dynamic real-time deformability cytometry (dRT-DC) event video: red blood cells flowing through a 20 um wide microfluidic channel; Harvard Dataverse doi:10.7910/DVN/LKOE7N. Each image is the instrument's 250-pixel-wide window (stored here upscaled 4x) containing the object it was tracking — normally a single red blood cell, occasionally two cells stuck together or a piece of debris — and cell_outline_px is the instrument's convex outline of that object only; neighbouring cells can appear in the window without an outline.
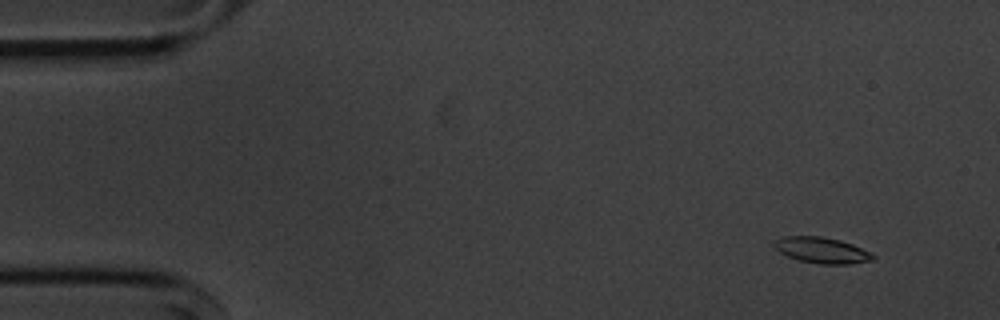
{"species": "common noctule bat (a hibernating species)", "species_latin": "Nyctalus noctula", "temperature_condition": "cold", "stored_images_in_passage": 53, "segment_of_instrument_passage": [1, 2], "camera_frame_rate_fps": 3000, "um_per_image_px": 0.085, "animal": {"sex": "male", "body_mass_g": 20.1, "forearm_length_mm": 53.5}, "frame": {"image": 1, "passage_image": 1, "time_ms": 0.0, "image_size_px": [1000, 320], "cell_outline_px": [[876, 256], [872, 260], [848, 264], [820, 264], [800, 260], [788, 256], [780, 252], [772, 244], [776, 240], [784, 236], [824, 236], [840, 240], [852, 244], [872, 252]], "centroid_in_image_um": [69.88, 21.26], "position_along_channel_um": 15.1, "area_um2": 14.91}}
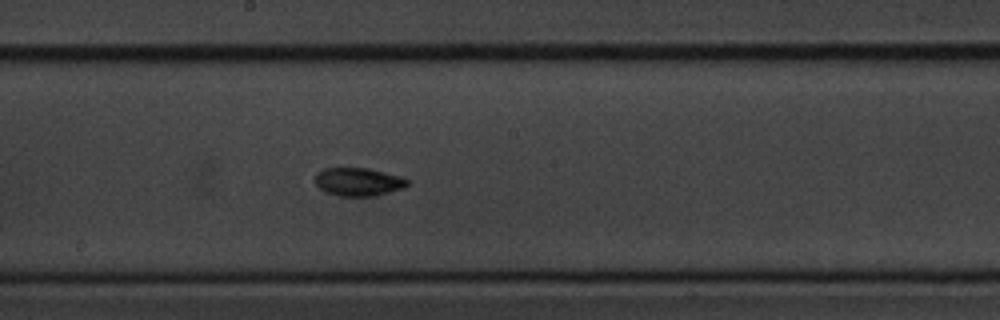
{"frame": {"image": 2, "passage_image": 26, "time_ms": 8.333, "image_size_px": [1000, 320], "cell_outline_px": [[408, 184], [404, 188], [372, 196], [340, 196], [324, 192], [316, 184], [316, 172], [324, 168], [368, 168], [400, 176], [408, 180]], "centroid_in_image_um": [30.44, 15.45], "position_along_channel_um": 217.8, "area_um2": 15.09}}
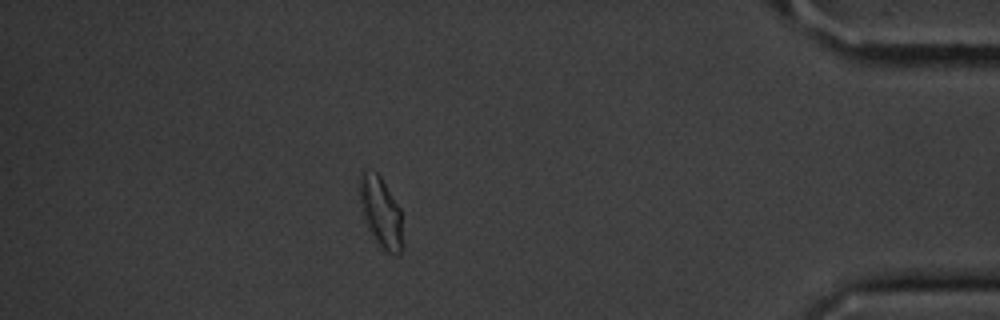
{"frame": {"image": 3, "passage_image": 45, "time_ms": 14.667, "image_size_px": [1000, 320], "cell_outline_px": [[400, 252], [380, 252], [360, 212], [360, 172], [376, 172], [380, 176], [400, 208]], "centroid_in_image_um": [32.31, 18.05], "position_along_channel_um": 402.9, "area_um2": 17.28}}